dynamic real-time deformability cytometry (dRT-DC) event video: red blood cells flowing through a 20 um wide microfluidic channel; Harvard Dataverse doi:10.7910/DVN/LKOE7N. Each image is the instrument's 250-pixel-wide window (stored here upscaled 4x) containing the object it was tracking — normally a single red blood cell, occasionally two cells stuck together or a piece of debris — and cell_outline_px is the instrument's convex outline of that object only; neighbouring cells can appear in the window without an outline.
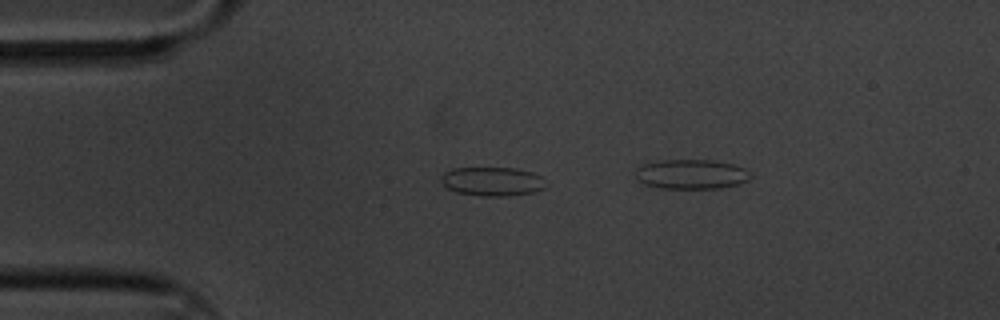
{"species": "common noctule bat (a hibernating species)", "species_latin": "Nyctalus noctula", "temperature_condition": "cold", "stored_images_in_passage": 3, "camera_frame_rate_fps": 3000, "um_per_image_px": 0.085, "animal": {"sex": "male", "body_mass_g": 20.1, "forearm_length_mm": 53.5}, "frame": {"image": 1, "passage_image": 2, "time_ms": 0.333, "image_size_px": [1000, 320], "cell_outline_px": [[548, 184], [544, 188], [536, 192], [504, 196], [480, 196], [456, 192], [448, 188], [440, 180], [440, 176], [444, 172], [452, 168], [516, 168], [532, 172], [540, 176]], "centroid_in_image_um": [41.85, 15.42], "position_along_channel_um": 43.1, "area_um2": 17.8}}